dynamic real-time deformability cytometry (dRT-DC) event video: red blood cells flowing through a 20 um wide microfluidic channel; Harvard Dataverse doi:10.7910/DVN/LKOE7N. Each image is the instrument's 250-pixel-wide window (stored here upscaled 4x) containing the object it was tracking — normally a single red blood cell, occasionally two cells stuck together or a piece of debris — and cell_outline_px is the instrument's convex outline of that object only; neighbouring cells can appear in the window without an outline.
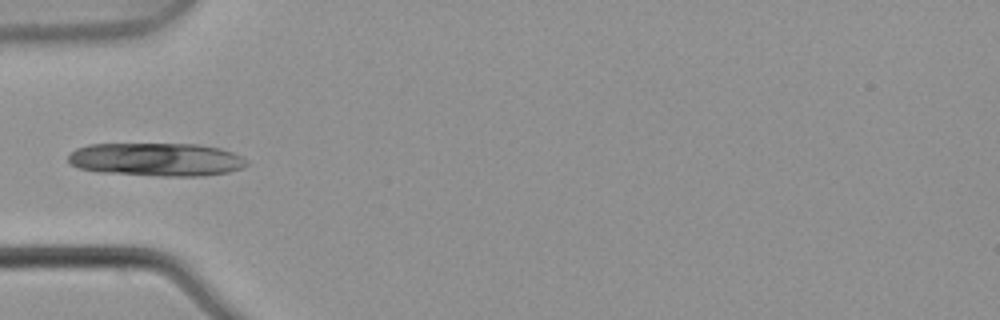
{"species": "common noctule bat (a hibernating species)", "species_latin": "Nyctalus noctula", "temperature_condition": "warm", "stored_images_in_passage": 4, "camera_frame_rate_fps": 3000, "um_per_image_px": 0.085, "animal": {"sex": "male", "body_mass_g": 21.5, "forearm_length_mm": 52.0}, "frame": {"image": 1, "passage_image": 4, "time_ms": 1.0, "image_size_px": [1000, 320], "cell_outline_px": [[248, 164], [244, 168], [228, 172], [204, 176], [160, 176], [100, 172], [80, 168], [68, 164], [68, 156], [76, 148], [88, 144], [196, 144], [220, 148], [232, 152], [248, 160]], "centroid_in_image_um": [13.3, 13.56], "position_along_channel_um": 71.7, "area_um2": 34.8}}